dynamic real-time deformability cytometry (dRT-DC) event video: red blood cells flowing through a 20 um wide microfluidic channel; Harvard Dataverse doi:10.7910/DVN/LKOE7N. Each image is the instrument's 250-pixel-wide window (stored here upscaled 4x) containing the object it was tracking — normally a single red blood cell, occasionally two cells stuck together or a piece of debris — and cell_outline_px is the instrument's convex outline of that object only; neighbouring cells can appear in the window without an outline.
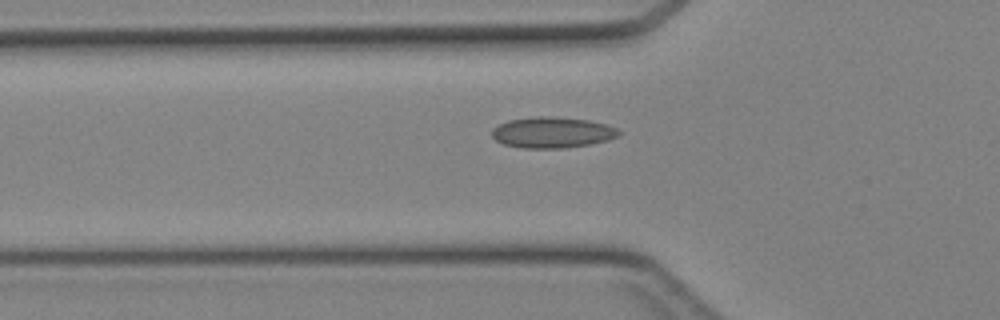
{"species": "Egyptian fruit bat (a non-hibernating species)", "species_latin": "Rousettus aegyptiacus", "temperature_condition": "cold", "stored_images_in_passage": 31, "camera_frame_rate_fps": 3000, "um_per_image_px": 0.085, "animal": {"sex": "female"}, "frame": {"image": 1, "passage_image": 2, "time_ms": 0.333, "image_size_px": [1000, 320], "cell_outline_px": [[620, 136], [608, 140], [592, 144], [564, 148], [520, 148], [504, 144], [496, 140], [492, 136], [492, 128], [508, 120], [540, 116], [552, 116], [588, 120], [608, 124], [616, 128], [620, 132]], "centroid_in_image_um": [46.97, 11.26], "position_along_channel_um": 78.8, "area_um2": 23.0}}
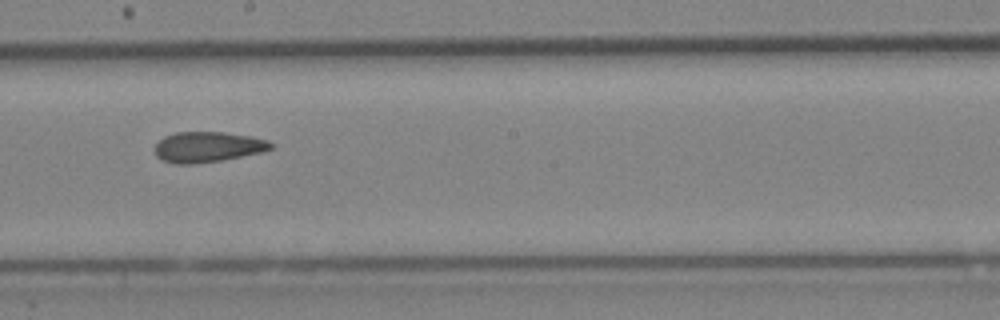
{"frame": {"image": 2, "passage_image": 12, "time_ms": 3.667, "image_size_px": [1000, 320], "cell_outline_px": [[276, 144], [272, 148], [264, 152], [224, 160], [192, 164], [176, 164], [164, 160], [156, 156], [152, 148], [164, 136], [176, 132], [224, 132], [252, 136], [268, 140]], "centroid_in_image_um": [17.69, 12.49], "position_along_channel_um": 230.5, "area_um2": 20.98}}
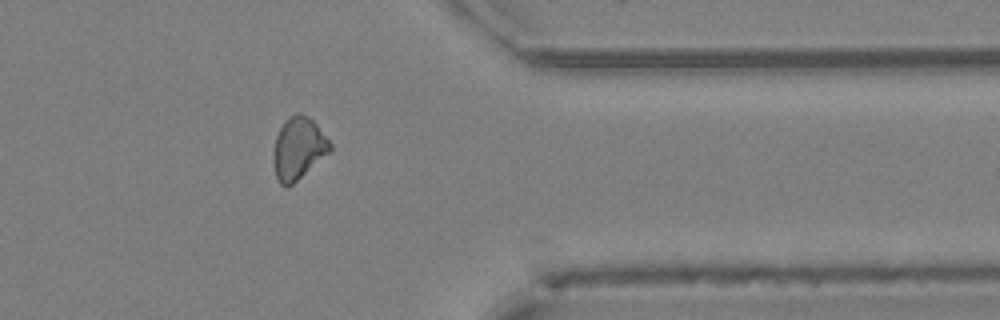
{"frame": {"image": 3, "passage_image": 23, "time_ms": 7.333, "image_size_px": [1000, 320], "cell_outline_px": [[332, 152], [288, 188], [284, 188], [276, 180], [272, 160], [272, 156], [276, 136], [284, 120], [296, 112], [300, 112], [308, 116], [316, 124], [332, 144]], "centroid_in_image_um": [25.35, 12.65], "position_along_channel_um": 386.0, "area_um2": 21.1}}